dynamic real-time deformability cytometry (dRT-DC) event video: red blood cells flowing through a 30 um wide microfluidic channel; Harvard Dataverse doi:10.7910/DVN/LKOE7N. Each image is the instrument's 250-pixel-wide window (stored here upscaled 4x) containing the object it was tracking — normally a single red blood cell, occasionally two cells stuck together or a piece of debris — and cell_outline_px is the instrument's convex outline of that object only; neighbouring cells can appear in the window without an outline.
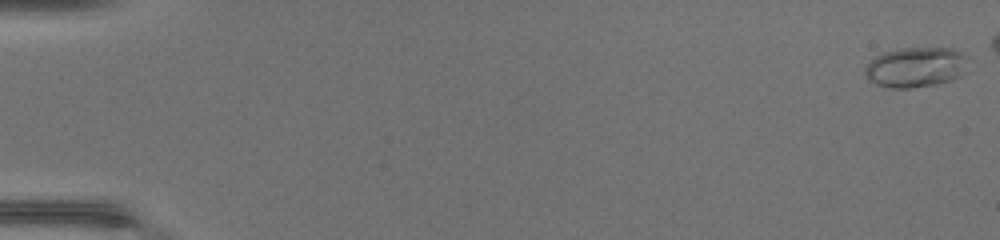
{"species": "common noctule bat (a hibernating species)", "species_latin": "Nyctalus noctula", "temperature_condition": "warm", "stored_images_in_passage": 8, "camera_frame_rate_fps": 3000, "um_per_image_px": 0.085, "animal": {"sex": "female", "body_mass_g": 17.0, "forearm_length_mm": 48.0}, "frame": {"image": 1, "passage_image": 1, "time_ms": 0.0, "image_size_px": [1000, 240], "cell_outline_px": [[964, 56], [960, 76], [936, 84], [908, 88], [888, 88], [876, 84], [864, 72], [868, 64], [876, 56], [884, 52], [904, 48], [952, 48]], "centroid_in_image_um": [77.76, 5.71], "position_along_channel_um": 7.2, "area_um2": 23.18}}